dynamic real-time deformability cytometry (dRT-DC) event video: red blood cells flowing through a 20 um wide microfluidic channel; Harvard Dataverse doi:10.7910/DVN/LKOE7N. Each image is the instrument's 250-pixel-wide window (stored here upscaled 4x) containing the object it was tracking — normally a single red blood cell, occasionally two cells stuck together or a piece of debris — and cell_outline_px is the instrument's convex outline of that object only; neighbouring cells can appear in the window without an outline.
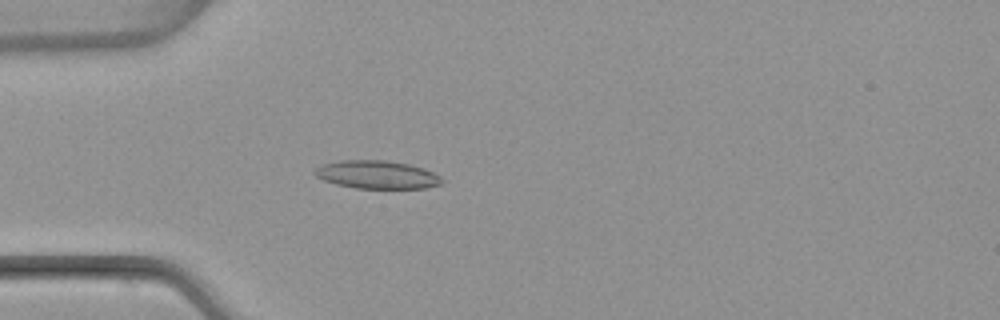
{"species": "common noctule bat (a hibernating species)", "species_latin": "Nyctalus noctula", "temperature_condition": "warm", "stored_images_in_passage": 3, "camera_frame_rate_fps": 3000, "um_per_image_px": 0.085, "animal": {"sex": "female", "body_mass_g": 22.7, "forearm_length_mm": 54.2}, "frame": {"image": 1, "passage_image": 3, "time_ms": 2.667, "image_size_px": [1000, 320], "cell_outline_px": [[444, 180], [440, 184], [424, 188], [356, 188], [336, 184], [324, 180], [316, 176], [312, 172], [320, 164], [340, 160], [384, 160], [408, 164], [424, 168], [440, 176]], "centroid_in_image_um": [32.01, 14.84], "position_along_channel_um": 53.0, "area_um2": 20.81}}